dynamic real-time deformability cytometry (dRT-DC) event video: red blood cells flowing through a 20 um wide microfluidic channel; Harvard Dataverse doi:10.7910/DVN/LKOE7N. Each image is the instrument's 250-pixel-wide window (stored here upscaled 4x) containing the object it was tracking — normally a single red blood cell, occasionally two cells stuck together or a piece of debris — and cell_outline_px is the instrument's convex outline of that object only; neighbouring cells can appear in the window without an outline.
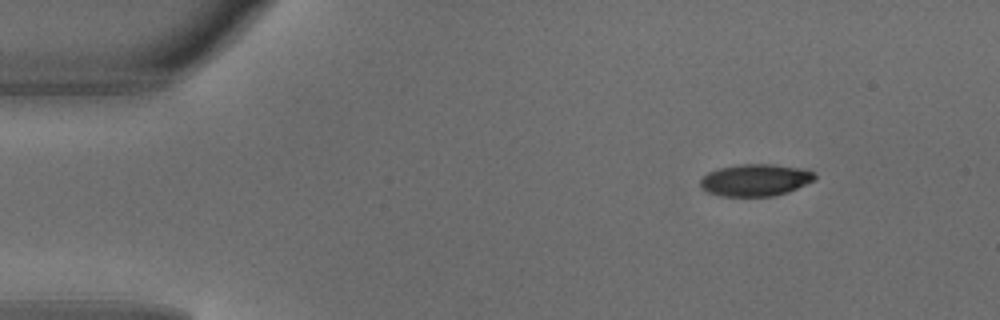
{"species": "common noctule bat (a hibernating species)", "species_latin": "Nyctalus noctula", "temperature_condition": "warm", "stored_images_in_passage": 2, "camera_frame_rate_fps": 3000, "um_per_image_px": 0.085, "animal": {"sex": "male", "body_mass_g": 18.8}, "frame": {"image": 1, "passage_image": 1, "time_ms": 0.0, "image_size_px": [1000, 320], "cell_outline_px": [[816, 180], [788, 192], [772, 196], [720, 196], [704, 192], [700, 188], [700, 180], [708, 172], [720, 168], [740, 164], [772, 164], [804, 168], [812, 172], [816, 176]], "centroid_in_image_um": [64.2, 15.31], "position_along_channel_um": 20.8, "area_um2": 21.56}}